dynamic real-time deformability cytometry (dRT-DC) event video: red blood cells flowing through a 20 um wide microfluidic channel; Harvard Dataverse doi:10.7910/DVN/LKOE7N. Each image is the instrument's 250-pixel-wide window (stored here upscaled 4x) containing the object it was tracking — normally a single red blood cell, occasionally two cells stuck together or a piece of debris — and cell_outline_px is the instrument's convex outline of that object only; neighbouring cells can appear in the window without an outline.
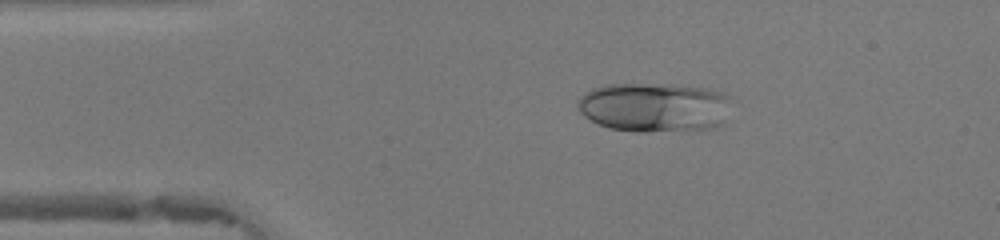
{"species": "human", "species_latin": "Homo sapiens", "temperature_condition": "warm", "stored_images_in_passage": 46, "camera_frame_rate_fps": 3000, "um_per_image_px": 0.085, "donor": {"sex": "female"}, "frame": {"image": 1, "passage_image": 7, "time_ms": 2.0, "image_size_px": [1000, 240], "cell_outline_px": [[728, 100], [720, 124], [708, 128], [648, 132], [636, 132], [612, 128], [600, 124], [584, 116], [576, 108], [576, 104], [580, 96], [584, 92], [592, 88], [608, 84], [672, 84], [704, 88], [728, 96]], "centroid_in_image_um": [55.49, 9.1], "position_along_channel_um": 29.5, "area_um2": 43.58}}
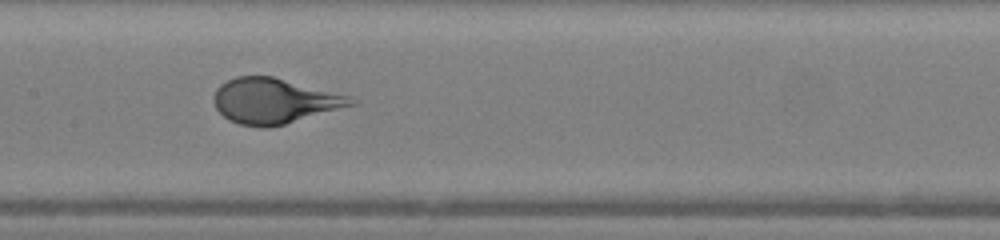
{"frame": {"image": 2, "passage_image": 21, "time_ms": 6.667, "image_size_px": [1000, 240], "cell_outline_px": [[356, 104], [284, 124], [264, 128], [240, 124], [228, 120], [216, 108], [212, 100], [212, 96], [216, 88], [220, 84], [236, 76], [272, 76], [352, 96], [356, 100]], "centroid_in_image_um": [23.28, 8.57], "position_along_channel_um": 184.1, "area_um2": 36.13}}
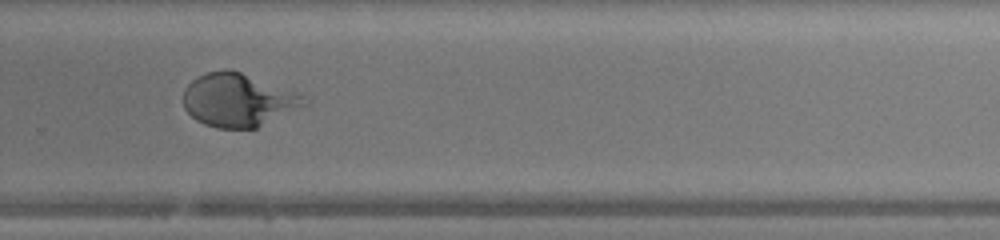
{"frame": {"image": 3, "passage_image": 30, "time_ms": 9.667, "image_size_px": [1000, 240], "cell_outline_px": [[308, 104], [256, 128], [216, 128], [204, 124], [196, 120], [184, 108], [184, 88], [192, 80], [208, 72], [224, 68], [228, 68], [304, 92]], "centroid_in_image_um": [20.3, 8.48], "position_along_channel_um": 309.5, "area_um2": 37.97}}